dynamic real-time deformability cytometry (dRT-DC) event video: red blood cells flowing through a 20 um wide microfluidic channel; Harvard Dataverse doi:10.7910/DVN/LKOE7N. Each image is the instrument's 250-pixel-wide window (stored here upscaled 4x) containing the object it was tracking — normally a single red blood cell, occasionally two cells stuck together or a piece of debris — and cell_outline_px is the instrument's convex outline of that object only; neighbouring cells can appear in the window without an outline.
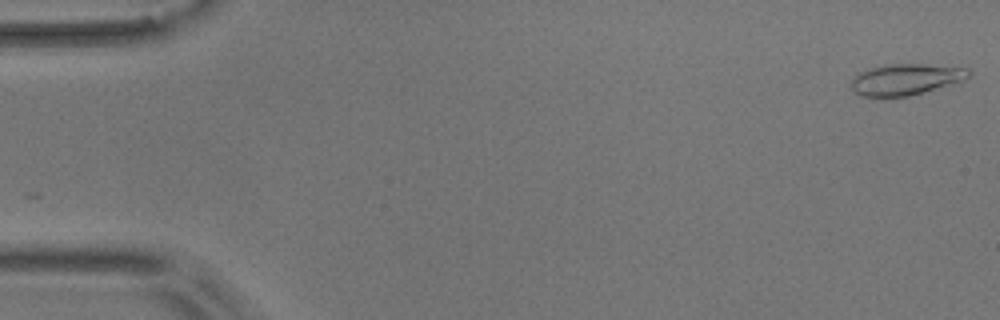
{"species": "common noctule bat (a hibernating species)", "species_latin": "Nyctalus noctula", "temperature_condition": "room temperature", "stored_images_in_passage": 5, "camera_frame_rate_fps": 3000, "um_per_image_px": 0.085, "animal": {"sex": "male", "body_mass_g": 17.9}, "frame": {"image": 1, "passage_image": 1, "time_ms": 0.0, "image_size_px": [1000, 320], "cell_outline_px": [[972, 72], [968, 76], [960, 80], [908, 96], [876, 100], [860, 96], [852, 88], [852, 80], [860, 72], [884, 64], [924, 64], [972, 68]], "centroid_in_image_um": [76.92, 6.77], "position_along_channel_um": 8.1, "area_um2": 21.44}}